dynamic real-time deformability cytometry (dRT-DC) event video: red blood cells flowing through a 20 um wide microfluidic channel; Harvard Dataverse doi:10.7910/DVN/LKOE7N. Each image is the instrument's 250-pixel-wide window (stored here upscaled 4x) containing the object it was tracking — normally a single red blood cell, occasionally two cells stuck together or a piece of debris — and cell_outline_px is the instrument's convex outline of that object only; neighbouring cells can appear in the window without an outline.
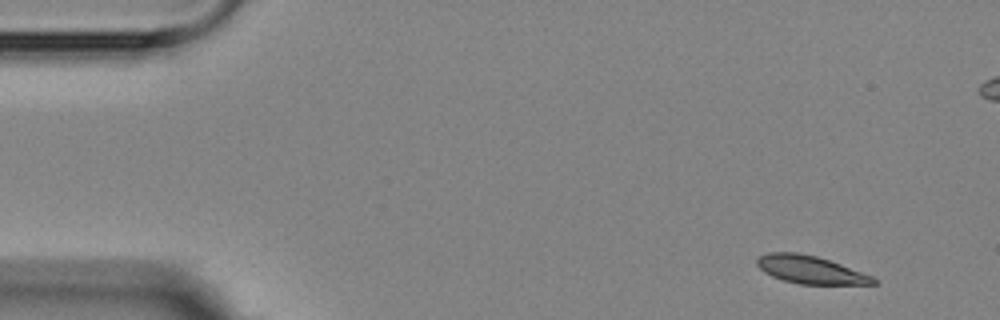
{"species": "Egyptian fruit bat (a non-hibernating species)", "species_latin": "Rousettus aegyptiacus", "temperature_condition": "room temperature", "stored_images_in_passage": 6, "camera_frame_rate_fps": 3000, "um_per_image_px": 0.085, "animal": {"sex": "female"}, "frame": {"image": 1, "passage_image": 1, "time_ms": 0.0, "image_size_px": [1000, 320], "cell_outline_px": [[880, 284], [800, 284], [784, 280], [772, 276], [764, 272], [756, 264], [756, 260], [760, 256], [768, 252], [796, 252], [816, 256], [840, 264], [872, 276]], "centroid_in_image_um": [68.86, 22.92], "position_along_channel_um": 16.1, "area_um2": 18.67}}
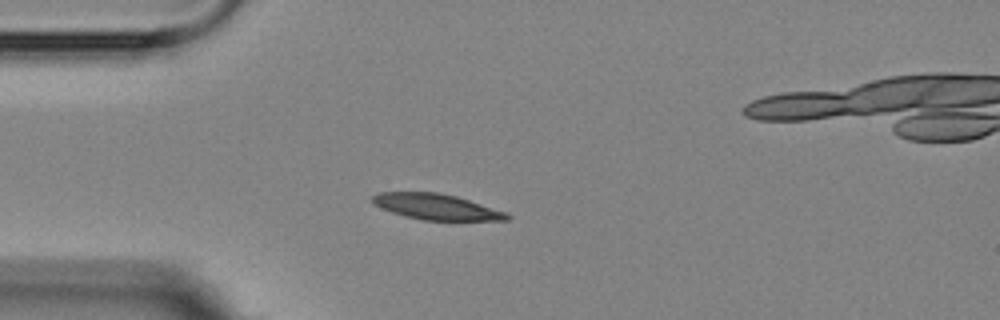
{"frame": {"image": 2, "passage_image": 4, "time_ms": 3.333, "image_size_px": [1000, 320], "cell_outline_px": [[512, 216], [508, 220], [424, 220], [404, 216], [380, 208], [372, 204], [368, 200], [372, 196], [380, 192], [436, 192], [456, 196], [504, 212]], "centroid_in_image_um": [36.99, 17.57], "position_along_channel_um": 48.0, "area_um2": 20.06}}